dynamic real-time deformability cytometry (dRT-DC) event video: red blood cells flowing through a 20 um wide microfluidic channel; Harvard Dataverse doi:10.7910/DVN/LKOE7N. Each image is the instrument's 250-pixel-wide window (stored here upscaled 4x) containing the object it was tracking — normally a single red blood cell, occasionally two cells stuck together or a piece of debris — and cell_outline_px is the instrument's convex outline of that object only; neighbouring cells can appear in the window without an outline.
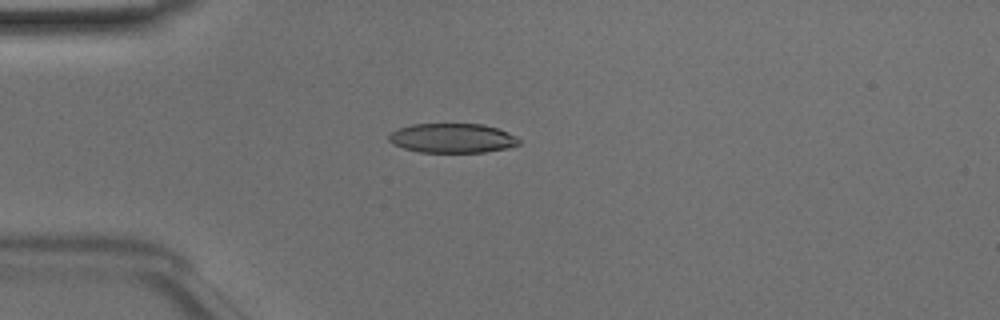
{"species": "Egyptian fruit bat (a non-hibernating species)", "species_latin": "Rousettus aegyptiacus", "temperature_condition": "room temperature", "stored_images_in_passage": 37, "camera_frame_rate_fps": 3000, "um_per_image_px": 0.085, "animal": {"sex": "male"}, "frame": {"image": 1, "passage_image": 1, "time_ms": 0.0, "image_size_px": [1000, 320], "cell_outline_px": [[524, 140], [520, 144], [508, 148], [484, 152], [420, 152], [404, 148], [392, 144], [388, 140], [388, 136], [396, 128], [412, 124], [484, 124], [508, 132]], "centroid_in_image_um": [38.47, 11.74], "position_along_channel_um": 46.5, "area_um2": 22.54}}
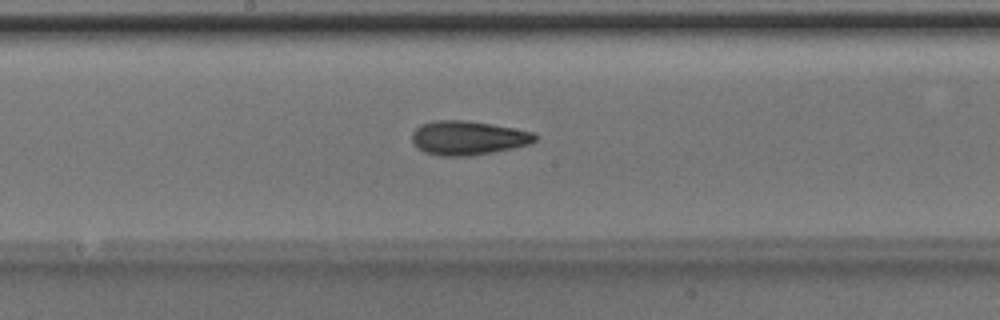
{"frame": {"image": 2, "passage_image": 14, "time_ms": 4.333, "image_size_px": [1000, 320], "cell_outline_px": [[536, 140], [532, 144], [472, 156], [440, 156], [424, 152], [416, 148], [412, 144], [412, 132], [420, 124], [436, 120], [468, 120], [492, 124], [532, 132], [536, 136]], "centroid_in_image_um": [39.73, 11.72], "position_along_channel_um": 208.5, "area_um2": 24.62}}
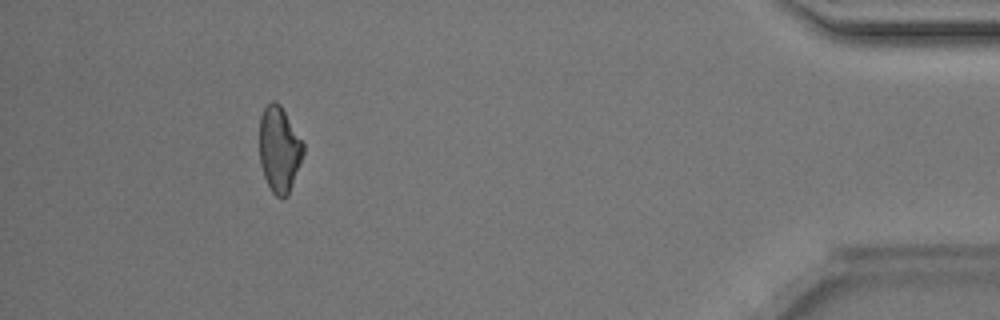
{"frame": {"image": 3, "passage_image": 33, "time_ms": 10.667, "image_size_px": [1000, 320], "cell_outline_px": [[304, 152], [288, 196], [276, 196], [272, 192], [264, 176], [260, 164], [260, 116], [264, 108], [272, 100], [276, 100], [280, 104], [304, 144]], "centroid_in_image_um": [23.73, 12.67], "position_along_channel_um": 411.5, "area_um2": 21.68}, "authors_computed_cell_mechanics": {"area_um2": 23.1778, "velocity_mm_per_s": 4.1261, "shape_relaxation_time_tau1_ms": 5.5943, "shape_relaxation_time_tau2_ms": 2.7533, "deformation_change_tau1": 0.1429, "deformation_change_tau2": 0.1071}}